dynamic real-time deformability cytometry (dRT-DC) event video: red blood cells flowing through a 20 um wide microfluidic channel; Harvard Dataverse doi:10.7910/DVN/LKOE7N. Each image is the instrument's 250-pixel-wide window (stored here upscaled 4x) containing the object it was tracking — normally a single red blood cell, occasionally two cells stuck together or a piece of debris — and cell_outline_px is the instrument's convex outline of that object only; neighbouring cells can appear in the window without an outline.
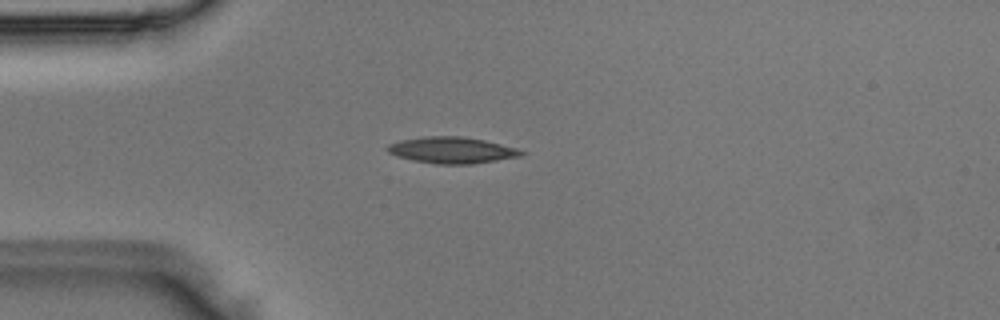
{"species": "Egyptian fruit bat (a non-hibernating species)", "species_latin": "Rousettus aegyptiacus", "temperature_condition": "room temperature", "stored_images_in_passage": 1, "camera_frame_rate_fps": 3000, "um_per_image_px": 0.085, "animal": {"sex": "male"}, "frame": {"image": 1, "passage_image": 1, "time_ms": 0.0, "image_size_px": [1000, 320], "cell_outline_px": [[528, 152], [520, 156], [472, 164], [436, 164], [412, 160], [396, 156], [388, 152], [384, 148], [388, 144], [400, 140], [424, 136], [460, 136], [484, 140], [516, 148]], "centroid_in_image_um": [38.37, 12.76], "position_along_channel_um": 46.6, "area_um2": 20.58}}